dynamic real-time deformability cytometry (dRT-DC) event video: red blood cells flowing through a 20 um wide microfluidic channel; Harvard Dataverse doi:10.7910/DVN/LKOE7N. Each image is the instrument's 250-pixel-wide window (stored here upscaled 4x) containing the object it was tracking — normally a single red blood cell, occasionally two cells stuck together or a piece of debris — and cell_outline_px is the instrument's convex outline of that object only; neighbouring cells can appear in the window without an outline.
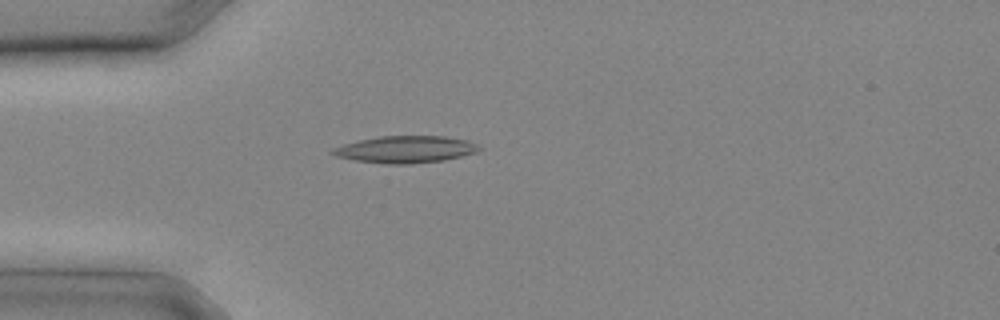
{"species": "common noctule bat (a hibernating species)", "species_latin": "Nyctalus noctula", "temperature_condition": "cold", "stored_images_in_passage": 11, "camera_frame_rate_fps": 3000, "um_per_image_px": 0.085, "animal": {"sex": "male", "body_mass_g": 20.4}, "frame": {"image": 1, "passage_image": 7, "time_ms": 2.0, "image_size_px": [1000, 320], "cell_outline_px": [[480, 148], [476, 152], [444, 160], [412, 164], [388, 164], [356, 160], [336, 156], [328, 152], [332, 148], [344, 144], [360, 140], [380, 136], [444, 136], [468, 140], [476, 144]], "centroid_in_image_um": [34.45, 12.7], "position_along_channel_um": 50.6, "area_um2": 22.89}}
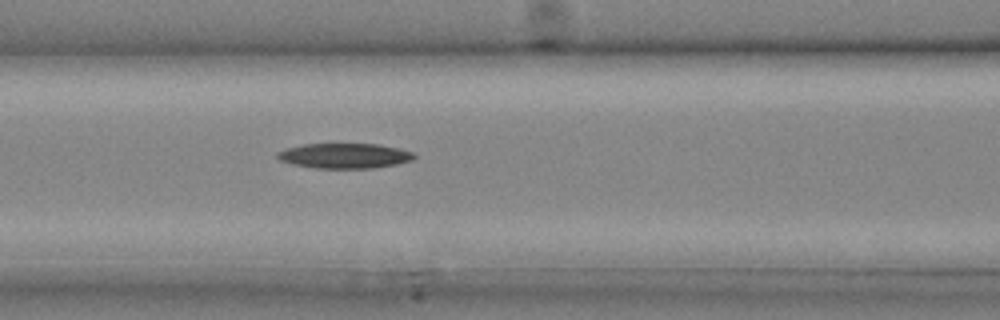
{"frame": {"image": 2, "passage_image": 11, "time_ms": 3.333, "image_size_px": [1000, 320], "cell_outline_px": [[416, 156], [412, 160], [396, 164], [376, 168], [312, 168], [292, 164], [280, 160], [276, 156], [276, 152], [288, 148], [304, 144], [376, 144], [400, 148], [416, 152]], "centroid_in_image_um": [29.32, 13.24], "position_along_channel_um": 137.3, "area_um2": 20.11}}